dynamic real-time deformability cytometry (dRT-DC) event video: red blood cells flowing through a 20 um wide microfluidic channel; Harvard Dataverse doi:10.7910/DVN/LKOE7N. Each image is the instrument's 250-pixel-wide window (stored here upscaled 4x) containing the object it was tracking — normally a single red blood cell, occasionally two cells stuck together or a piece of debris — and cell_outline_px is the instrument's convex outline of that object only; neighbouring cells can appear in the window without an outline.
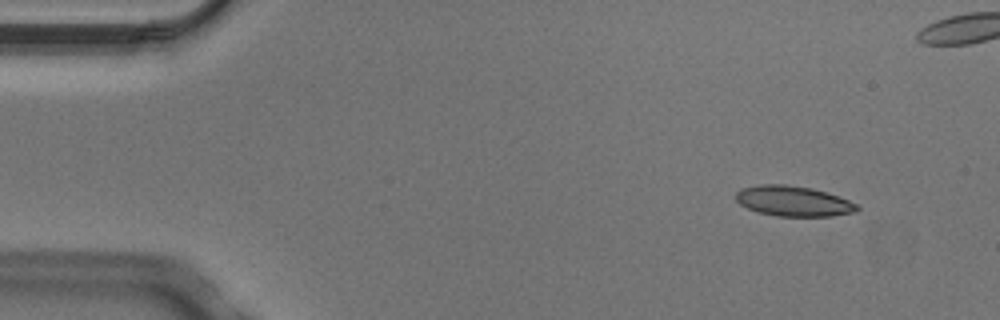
{"species": "Egyptian fruit bat (a non-hibernating species)", "species_latin": "Rousettus aegyptiacus", "temperature_condition": "cold", "stored_images_in_passage": 4, "camera_frame_rate_fps": 3000, "um_per_image_px": 0.085, "animal": {"sex": "male"}, "frame": {"image": 1, "passage_image": 1, "time_ms": 0.0, "image_size_px": [1000, 320], "cell_outline_px": [[860, 208], [856, 212], [832, 216], [776, 216], [760, 212], [748, 208], [740, 204], [736, 200], [736, 192], [740, 188], [760, 184], [784, 184], [812, 188], [848, 200], [856, 204]], "centroid_in_image_um": [67.41, 17.09], "position_along_channel_um": 17.6, "area_um2": 21.27}}